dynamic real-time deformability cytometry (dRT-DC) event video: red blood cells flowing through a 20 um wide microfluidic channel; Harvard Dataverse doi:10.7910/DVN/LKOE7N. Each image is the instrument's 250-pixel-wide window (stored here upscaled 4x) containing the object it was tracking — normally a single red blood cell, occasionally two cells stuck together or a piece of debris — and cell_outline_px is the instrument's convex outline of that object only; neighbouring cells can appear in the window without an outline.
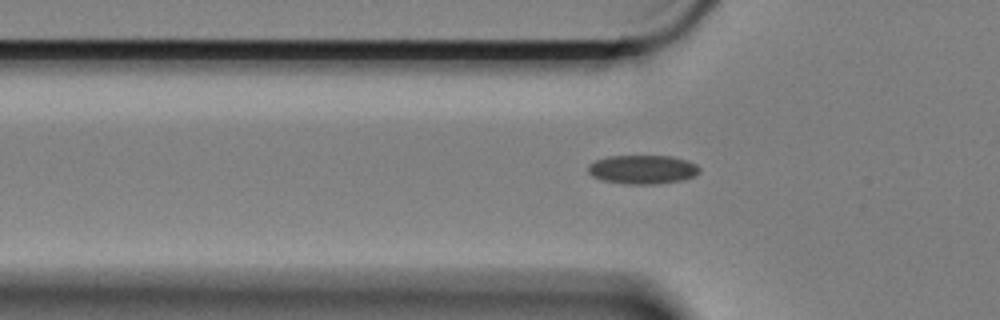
{"species": "Egyptian fruit bat (a non-hibernating species)", "species_latin": "Rousettus aegyptiacus", "temperature_condition": "cold", "stored_images_in_passage": 36, "camera_frame_rate_fps": 3000, "um_per_image_px": 0.085, "animal": {"sex": "female"}, "frame": {"image": 1, "passage_image": 2, "time_ms": 0.333, "image_size_px": [1000, 320], "cell_outline_px": [[700, 172], [684, 180], [656, 184], [624, 184], [600, 180], [592, 176], [588, 172], [588, 164], [596, 160], [608, 156], [672, 156], [688, 160], [696, 164], [700, 168]], "centroid_in_image_um": [54.61, 14.41], "position_along_channel_um": 71.2, "area_um2": 18.96}}
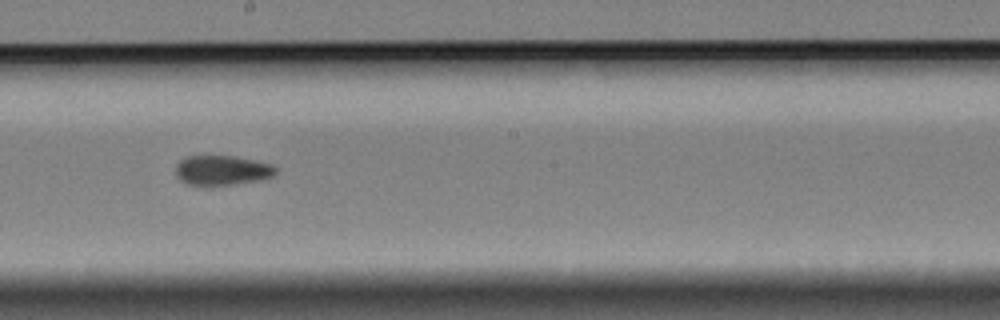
{"frame": {"image": 2, "passage_image": 16, "time_ms": 5.0, "image_size_px": [1000, 320], "cell_outline_px": [[276, 172], [272, 176], [260, 180], [212, 188], [200, 188], [184, 184], [176, 176], [176, 164], [180, 160], [188, 156], [232, 156], [272, 164], [276, 168]], "centroid_in_image_um": [18.8, 14.54], "position_along_channel_um": 229.4, "area_um2": 18.03}}
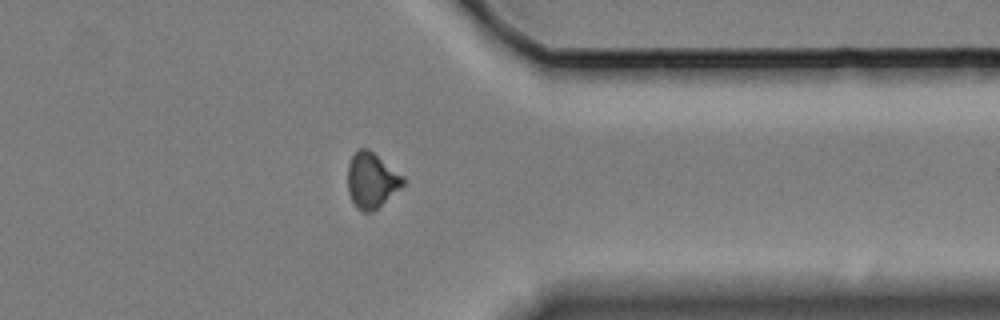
{"frame": {"image": 3, "passage_image": 30, "time_ms": 9.667, "image_size_px": [1000, 320], "cell_outline_px": [[404, 184], [400, 188], [372, 212], [364, 212], [356, 208], [348, 192], [348, 164], [352, 156], [360, 148], [368, 148], [404, 176]], "centroid_in_image_um": [31.57, 15.32], "position_along_channel_um": 379.8, "area_um2": 17.69}, "authors_computed_cell_mechanics": {"area_um2": 17.8602, "velocity_mm_per_s": 3.3707, "shape_relaxation_time_tau1_ms": null, "shape_relaxation_time_tau2_ms": 4.8459, "deformation_change_tau1": null, "deformation_change_tau2": 0.091}}